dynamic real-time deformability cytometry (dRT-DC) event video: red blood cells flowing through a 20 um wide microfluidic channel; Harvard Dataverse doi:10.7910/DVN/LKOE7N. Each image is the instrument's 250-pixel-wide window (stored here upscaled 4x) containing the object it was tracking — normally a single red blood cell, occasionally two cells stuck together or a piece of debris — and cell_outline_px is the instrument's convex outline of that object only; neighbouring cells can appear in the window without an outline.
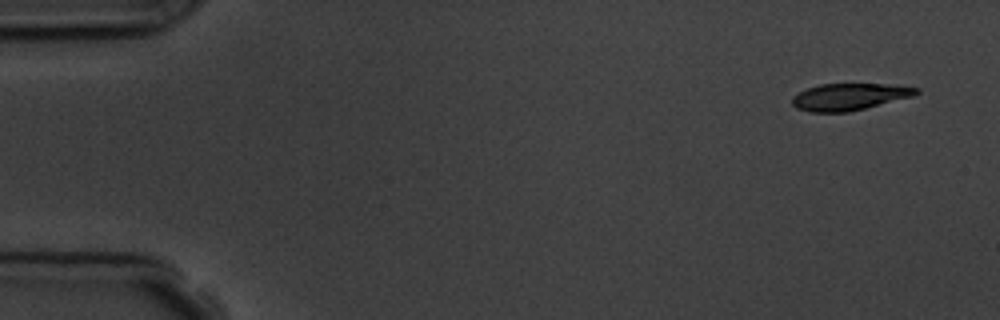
{"species": "common noctule bat (a hibernating species)", "species_latin": "Nyctalus noctula", "temperature_condition": "room temperature", "stored_images_in_passage": 5, "camera_frame_rate_fps": 3000, "um_per_image_px": 0.085, "animal": {"sex": "male", "body_mass_g": 19.5, "forearm_length_mm": 54.6}, "frame": {"image": 1, "passage_image": 1, "time_ms": 0.0, "image_size_px": [1000, 320], "cell_outline_px": [[920, 92], [916, 96], [848, 112], [808, 112], [796, 108], [792, 104], [792, 96], [808, 88], [820, 84], [888, 84], [920, 88]], "centroid_in_image_um": [72.23, 8.23], "position_along_channel_um": 12.8, "area_um2": 19.54}}
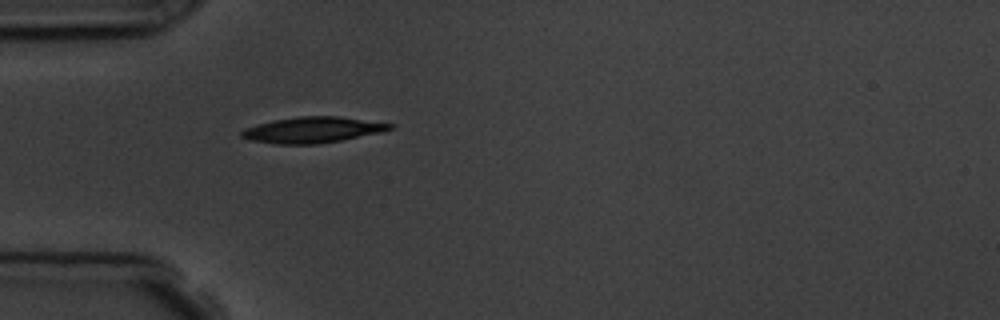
{"frame": {"image": 2, "passage_image": 5, "time_ms": 4.333, "image_size_px": [1000, 320], "cell_outline_px": [[396, 124], [392, 128], [380, 132], [340, 140], [316, 144], [276, 144], [248, 140], [240, 136], [240, 132], [244, 128], [256, 124], [272, 120], [300, 116], [336, 116]], "centroid_in_image_um": [26.5, 11.04], "position_along_channel_um": 58.5, "area_um2": 22.31}}